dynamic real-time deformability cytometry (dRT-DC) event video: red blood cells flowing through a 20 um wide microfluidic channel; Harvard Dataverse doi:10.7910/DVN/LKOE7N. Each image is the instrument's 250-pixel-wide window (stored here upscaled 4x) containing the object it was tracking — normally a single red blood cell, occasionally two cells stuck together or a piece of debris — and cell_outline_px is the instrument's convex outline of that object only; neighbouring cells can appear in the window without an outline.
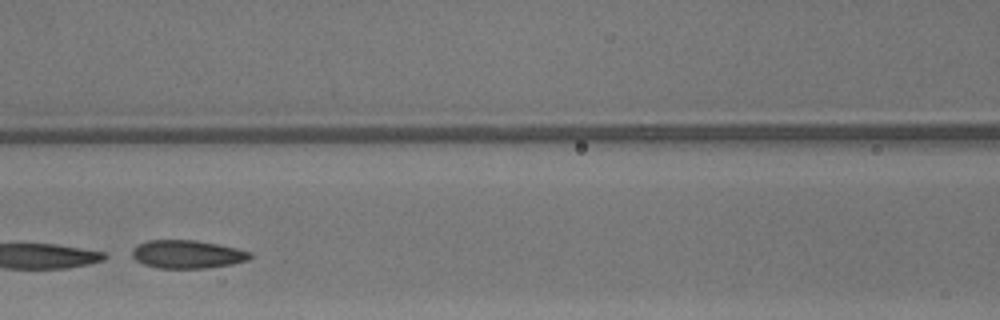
{"species": "common noctule bat (a hibernating species)", "species_latin": "Nyctalus noctula", "temperature_condition": "warm", "stored_images_in_passage": 27, "camera_frame_rate_fps": 3000, "um_per_image_px": 0.085, "animal": {"sex": "male", "body_mass_g": 13.3}, "frame": {"image": 1, "passage_image": 12, "time_ms": 3.667, "image_size_px": [1000, 320], "cell_outline_px": [[252, 256], [248, 260], [232, 264], [204, 268], [156, 268], [144, 264], [136, 260], [132, 256], [132, 248], [136, 244], [148, 240], [196, 240], [236, 248], [248, 252]], "centroid_in_image_um": [15.86, 21.61], "position_along_channel_um": 150.7, "area_um2": 19.31}, "authors_computed_cell_mechanics": {"area_um2": 19.652, "velocity_mm_per_s": 4.3086, "shape_relaxation_time_tau1_ms": 5.5572, "shape_relaxation_time_tau2_ms": 6.3114, "deformation_change_tau1": 0.1694, "deformation_change_tau2": 0.1651}}